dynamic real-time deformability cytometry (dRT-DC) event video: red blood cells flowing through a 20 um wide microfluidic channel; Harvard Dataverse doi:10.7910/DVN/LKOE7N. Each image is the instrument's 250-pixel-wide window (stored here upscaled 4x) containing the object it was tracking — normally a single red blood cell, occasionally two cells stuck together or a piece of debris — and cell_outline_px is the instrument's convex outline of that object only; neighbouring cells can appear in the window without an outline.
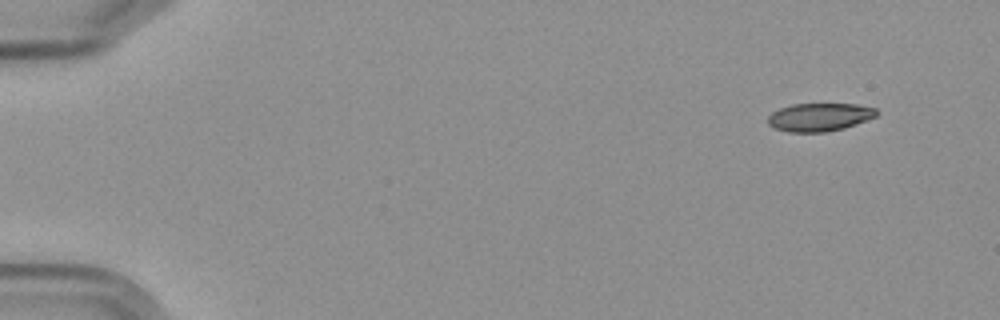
{"species": "Egyptian fruit bat (a non-hibernating species)", "species_latin": "Rousettus aegyptiacus", "temperature_condition": "cold", "stored_images_in_passage": 3, "segment_of_instrument_passage": [2, 2], "camera_frame_rate_fps": 3000, "um_per_image_px": 0.085, "frame": {"image": 1, "passage_image": 3, "time_ms": 2.333, "image_size_px": [1000, 320], "cell_outline_px": [[880, 112], [876, 116], [856, 124], [844, 128], [824, 132], [788, 132], [776, 128], [768, 124], [768, 116], [772, 112], [780, 108], [792, 104], [856, 104], [876, 108]], "centroid_in_image_um": [69.67, 9.95], "position_along_channel_um": 15.3, "area_um2": 17.8}}